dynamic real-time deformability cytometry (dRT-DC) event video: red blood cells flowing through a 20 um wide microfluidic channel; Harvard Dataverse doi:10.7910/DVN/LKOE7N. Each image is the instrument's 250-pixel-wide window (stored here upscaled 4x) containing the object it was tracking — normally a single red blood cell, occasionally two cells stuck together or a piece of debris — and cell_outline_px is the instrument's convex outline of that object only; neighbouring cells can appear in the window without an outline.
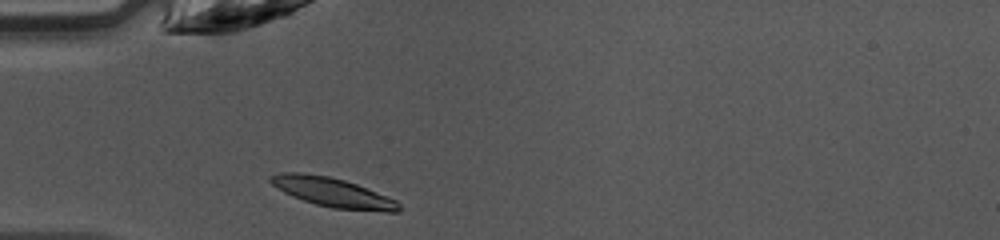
{"species": "common noctule bat (a hibernating species)", "species_latin": "Nyctalus noctula", "temperature_condition": "warm", "stored_images_in_passage": 32, "camera_frame_rate_fps": 3000, "um_per_image_px": 0.085, "animal": {"sex": "female", "body_mass_g": 10.0, "forearm_length_mm": 53.1}, "frame": {"image": 1, "passage_image": 1, "time_ms": 0.0, "image_size_px": [1000, 240], "cell_outline_px": [[400, 212], [384, 212], [332, 208], [316, 204], [292, 196], [276, 188], [268, 180], [268, 176], [280, 172], [300, 172], [328, 176], [344, 180], [356, 184], [396, 200], [400, 204]], "centroid_in_image_um": [28.26, 16.35], "position_along_channel_um": 56.7, "area_um2": 21.91}}
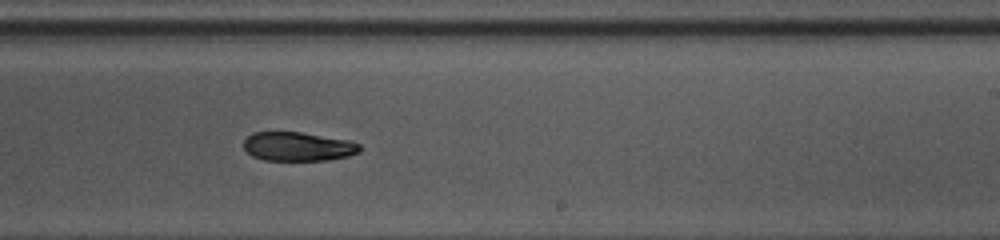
{"frame": {"image": 2, "passage_image": 16, "time_ms": 5.0, "image_size_px": [1000, 240], "cell_outline_px": [[360, 152], [348, 156], [328, 160], [264, 160], [252, 156], [244, 148], [244, 140], [252, 132], [300, 132], [352, 140], [360, 144]], "centroid_in_image_um": [25.35, 12.45], "position_along_channel_um": 263.6, "area_um2": 19.71}}
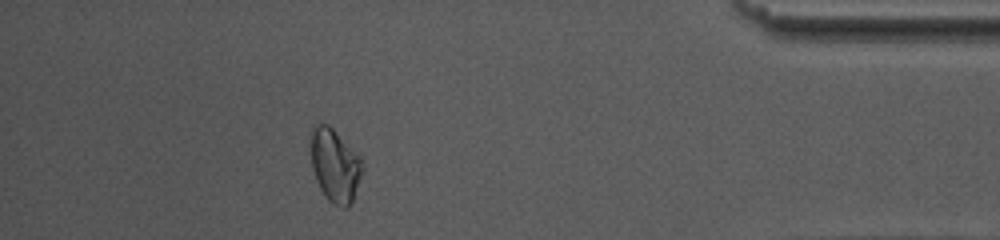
{"frame": {"image": 3, "passage_image": 29, "time_ms": 9.333, "image_size_px": [1000, 240], "cell_outline_px": [[364, 164], [352, 200], [348, 208], [344, 208], [332, 204], [328, 200], [320, 188], [316, 180], [312, 168], [308, 136], [312, 128], [316, 124], [328, 124], [360, 156]], "centroid_in_image_um": [28.42, 14.03], "position_along_channel_um": 406.8, "area_um2": 22.14}}